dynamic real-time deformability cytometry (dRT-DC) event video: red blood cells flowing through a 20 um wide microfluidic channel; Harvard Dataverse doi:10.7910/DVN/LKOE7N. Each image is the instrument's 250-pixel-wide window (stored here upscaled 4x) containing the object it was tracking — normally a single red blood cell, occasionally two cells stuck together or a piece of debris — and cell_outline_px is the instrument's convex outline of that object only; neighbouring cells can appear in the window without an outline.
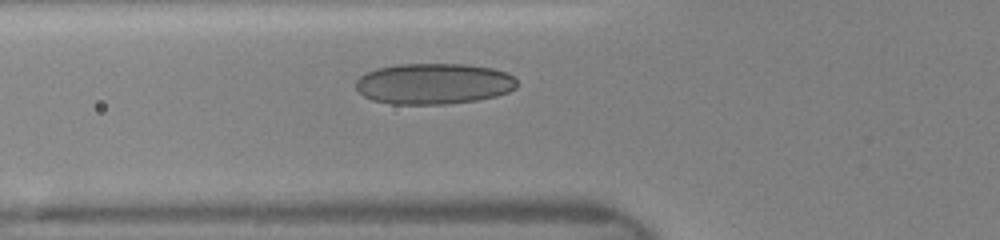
{"species": "human", "species_latin": "Homo sapiens", "temperature_condition": "room temperature", "stored_images_in_passage": 6, "camera_frame_rate_fps": 3000, "um_per_image_px": 0.085, "donor": {"sex": "female"}, "frame": {"image": 1, "passage_image": 3, "time_ms": 0.333, "image_size_px": [1000, 240], "cell_outline_px": [[516, 88], [508, 92], [496, 96], [476, 100], [444, 104], [392, 104], [372, 100], [364, 96], [356, 88], [356, 80], [360, 76], [376, 68], [396, 64], [468, 64], [492, 68], [508, 72], [516, 80]], "centroid_in_image_um": [36.87, 7.11], "position_along_channel_um": 88.9, "area_um2": 38.55}}